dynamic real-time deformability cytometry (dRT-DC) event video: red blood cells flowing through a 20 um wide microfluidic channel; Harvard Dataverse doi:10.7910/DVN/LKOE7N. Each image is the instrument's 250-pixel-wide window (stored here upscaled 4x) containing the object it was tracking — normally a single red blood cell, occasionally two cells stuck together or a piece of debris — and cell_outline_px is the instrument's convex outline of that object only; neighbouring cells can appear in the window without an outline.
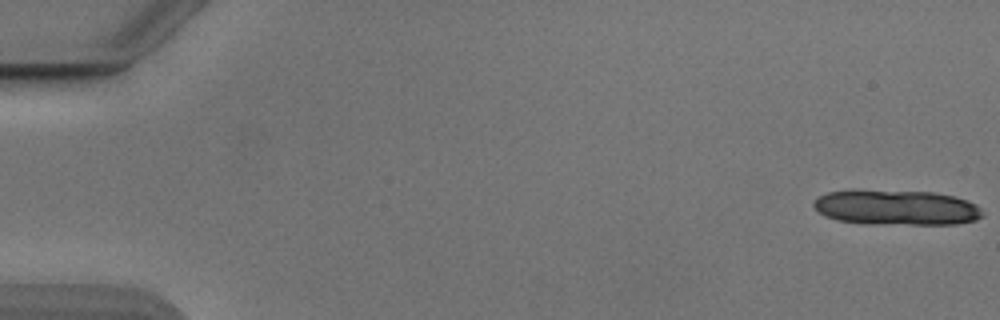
{"species": "Egyptian fruit bat (a non-hibernating species)", "species_latin": "Rousettus aegyptiacus", "temperature_condition": "cold", "stored_images_in_passage": 15, "camera_frame_rate_fps": 3000, "um_per_image_px": 0.085, "animal": {"sex": "male"}, "frame": {"image": 1, "passage_image": 1, "time_ms": 0.0, "image_size_px": [1000, 320], "cell_outline_px": [[984, 216], [976, 220], [956, 224], [868, 224], [836, 220], [824, 216], [812, 204], [820, 196], [828, 192], [852, 188], [932, 192], [956, 196], [968, 200], [976, 204], [984, 212]], "centroid_in_image_um": [76.2, 17.62], "position_along_channel_um": 8.8, "area_um2": 35.49}}